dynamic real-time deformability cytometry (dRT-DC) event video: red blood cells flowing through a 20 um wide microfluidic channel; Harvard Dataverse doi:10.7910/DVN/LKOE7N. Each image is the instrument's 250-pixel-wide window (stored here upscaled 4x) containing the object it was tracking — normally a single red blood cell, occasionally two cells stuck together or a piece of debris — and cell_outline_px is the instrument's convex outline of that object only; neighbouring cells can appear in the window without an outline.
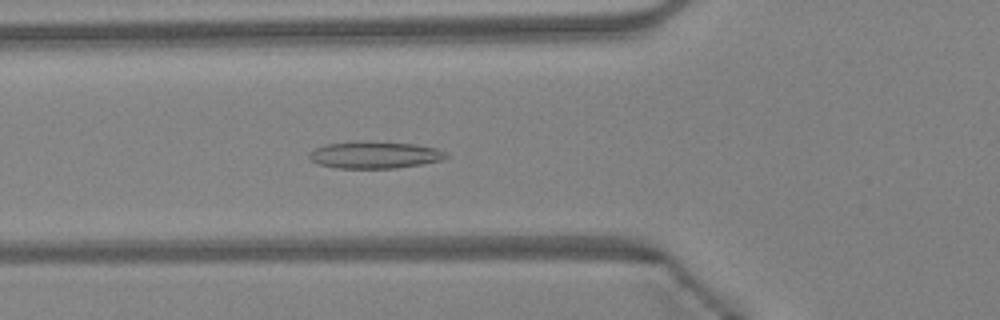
{"species": "Egyptian fruit bat (a non-hibernating species)", "species_latin": "Rousettus aegyptiacus", "temperature_condition": "warm", "stored_images_in_passage": 41, "camera_frame_rate_fps": 3000, "um_per_image_px": 0.085, "animal": {"sex": "female"}, "frame": {"image": 1, "passage_image": 11, "time_ms": 3.333, "image_size_px": [1000, 320], "cell_outline_px": [[448, 156], [440, 160], [420, 164], [396, 168], [336, 168], [320, 164], [312, 160], [308, 156], [308, 152], [316, 148], [328, 144], [416, 144], [436, 148], [444, 152]], "centroid_in_image_um": [31.85, 13.22], "position_along_channel_um": 93.9, "area_um2": 20.17}}
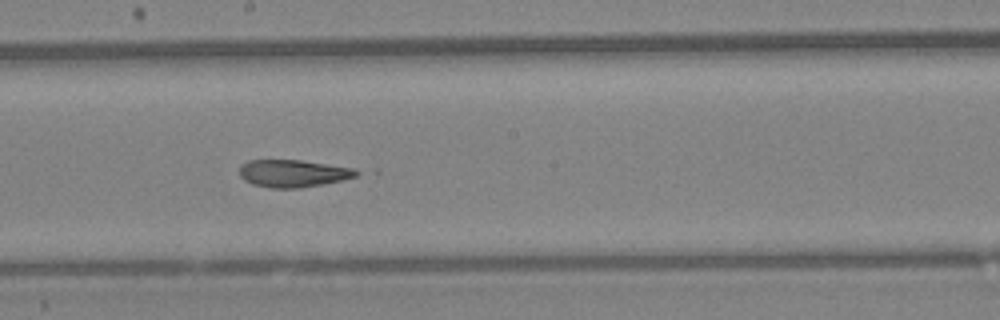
{"frame": {"image": 2, "passage_image": 20, "time_ms": 6.333, "image_size_px": [1000, 320], "cell_outline_px": [[360, 172], [356, 176], [340, 180], [300, 188], [268, 188], [252, 184], [244, 180], [240, 176], [240, 164], [248, 160], [300, 160], [352, 168]], "centroid_in_image_um": [24.84, 14.74], "position_along_channel_um": 223.4, "area_um2": 18.5}}
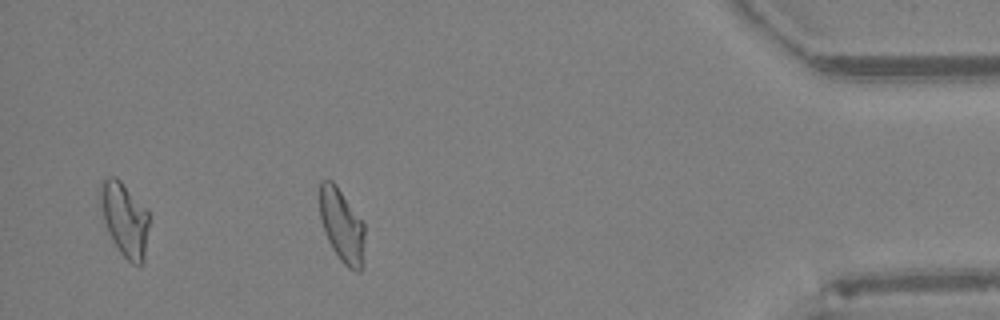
{"frame": {"image": 3, "passage_image": 36, "time_ms": 11.667, "image_size_px": [1000, 320], "cell_outline_px": [[364, 268], [360, 272], [356, 272], [348, 268], [340, 260], [332, 248], [328, 240], [320, 220], [320, 180], [332, 180], [336, 184], [364, 224]], "centroid_in_image_um": [29.07, 19.23], "position_along_channel_um": 406.1, "area_um2": 19.42}, "authors_computed_cell_mechanics": {"area_um2": 19.652, "velocity_mm_per_s": 4.3279, "shape_relaxation_time_tau1_ms": null, "shape_relaxation_time_tau2_ms": 1.7442, "deformation_change_tau1": null, "deformation_change_tau2": 0.0889}}